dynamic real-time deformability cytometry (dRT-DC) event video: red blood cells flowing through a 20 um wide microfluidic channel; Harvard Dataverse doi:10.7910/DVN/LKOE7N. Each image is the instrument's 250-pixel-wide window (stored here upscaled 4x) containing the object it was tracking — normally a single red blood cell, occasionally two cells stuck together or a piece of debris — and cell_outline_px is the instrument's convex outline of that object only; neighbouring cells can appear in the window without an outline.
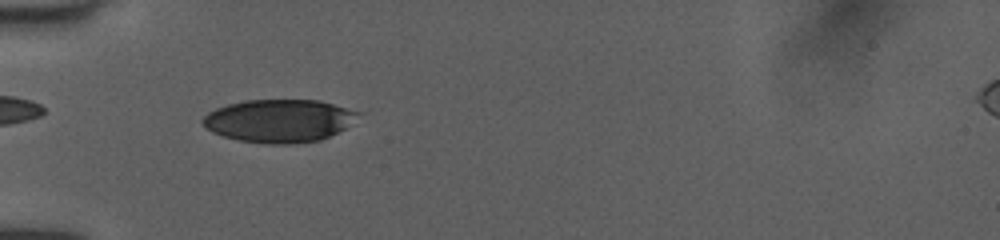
{"species": "human", "species_latin": "Homo sapiens", "temperature_condition": "room temperature", "stored_images_in_passage": 47, "camera_frame_rate_fps": 3000, "um_per_image_px": 0.085, "donor": {"sex": "female"}, "frame": {"image": 1, "passage_image": 13, "time_ms": 4.0, "image_size_px": [1000, 240], "cell_outline_px": [[360, 112], [344, 128], [320, 140], [292, 144], [268, 144], [240, 140], [224, 136], [212, 132], [200, 120], [208, 112], [216, 108], [228, 104], [244, 100], [320, 100]], "centroid_in_image_um": [23.68, 10.26], "position_along_channel_um": 61.3, "area_um2": 38.44}}
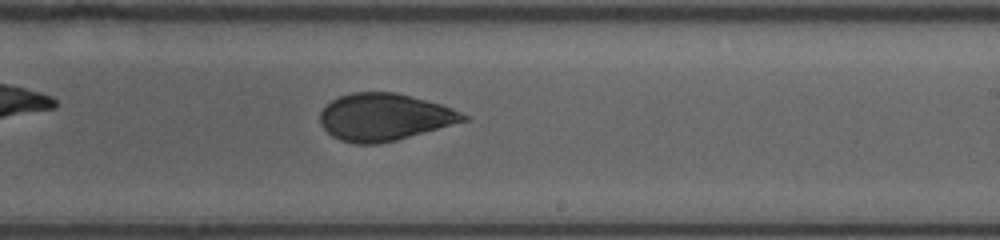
{"frame": {"image": 2, "passage_image": 28, "time_ms": 9.0, "image_size_px": [1000, 240], "cell_outline_px": [[468, 120], [396, 140], [380, 144], [352, 144], [340, 140], [332, 136], [320, 124], [320, 112], [332, 100], [340, 96], [352, 92], [396, 92], [412, 96], [440, 104], [452, 108], [468, 116]], "centroid_in_image_um": [32.65, 9.95], "position_along_channel_um": 256.4, "area_um2": 39.25}}
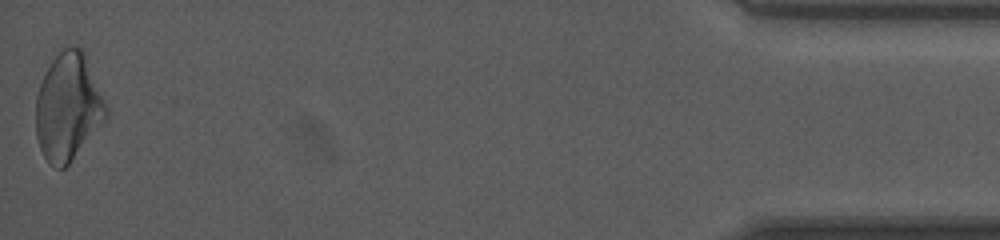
{"frame": {"image": 3, "passage_image": 47, "time_ms": 15.333, "image_size_px": [1000, 240], "cell_outline_px": [[108, 116], [104, 124], [68, 164], [64, 168], [56, 168], [48, 164], [40, 148], [36, 136], [36, 96], [44, 72], [52, 60], [64, 48], [80, 48], [84, 52], [108, 108]], "centroid_in_image_um": [5.79, 9.14], "position_along_channel_um": 429.4, "area_um2": 43.93}, "authors_computed_cell_mechanics": {"area_um2": 39.882, "velocity_mm_per_s": 4.0491, "shape_relaxation_time_tau1_ms": 4.0213, "shape_relaxation_time_tau2_ms": 1.7467, "deformation_change_tau1": 0.1301, "deformation_change_tau2": 0.0663}}